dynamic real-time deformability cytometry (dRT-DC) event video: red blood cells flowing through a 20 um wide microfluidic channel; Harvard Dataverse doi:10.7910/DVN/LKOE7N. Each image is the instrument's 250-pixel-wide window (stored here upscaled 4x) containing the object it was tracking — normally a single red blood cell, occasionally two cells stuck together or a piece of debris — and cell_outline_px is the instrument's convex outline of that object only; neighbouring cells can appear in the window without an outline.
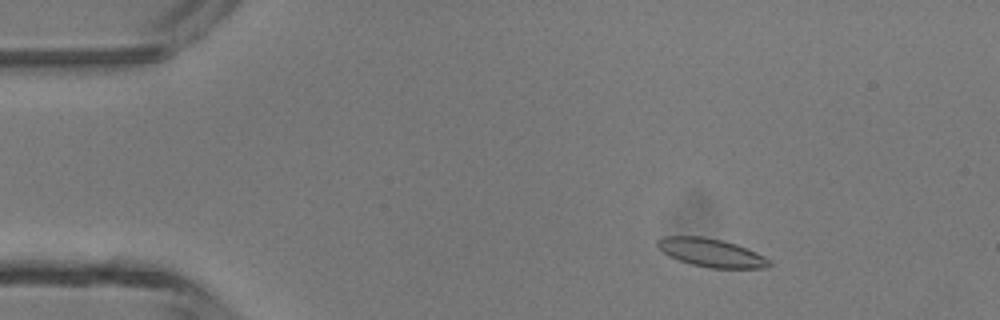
{"species": "common noctule bat (a hibernating species)", "species_latin": "Nyctalus noctula", "temperature_condition": "room temperature", "stored_images_in_passage": 46, "camera_frame_rate_fps": 3000, "um_per_image_px": 0.085, "animal": {"sex": "male", "body_mass_g": 13.3}, "frame": {"image": 1, "passage_image": 6, "time_ms": 1.667, "image_size_px": [1000, 320], "cell_outline_px": [[772, 264], [768, 268], [708, 268], [692, 264], [668, 256], [656, 244], [656, 240], [664, 236], [704, 236], [736, 244], [756, 252], [764, 256]], "centroid_in_image_um": [60.45, 21.48], "position_along_channel_um": 24.6, "area_um2": 18.38}}
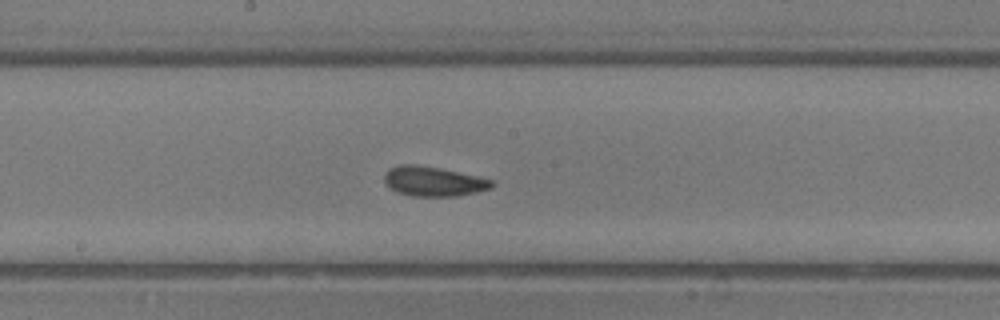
{"frame": {"image": 2, "passage_image": 24, "time_ms": 7.667, "image_size_px": [1000, 320], "cell_outline_px": [[496, 184], [492, 188], [476, 192], [456, 196], [412, 196], [396, 192], [384, 184], [384, 172], [388, 168], [400, 164], [416, 164], [440, 168], [476, 176], [492, 180]], "centroid_in_image_um": [36.79, 15.41], "position_along_channel_um": 211.4, "area_um2": 18.79}}
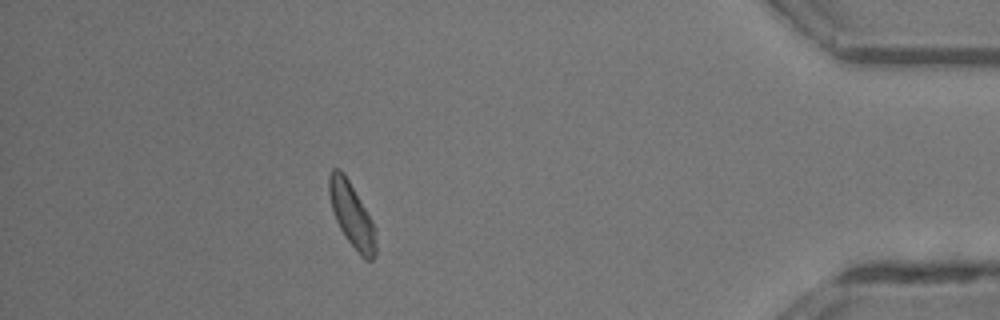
{"frame": {"image": 3, "passage_image": 41, "time_ms": 13.333, "image_size_px": [1000, 320], "cell_outline_px": [[376, 256], [372, 260], [364, 260], [360, 256], [344, 236], [336, 220], [332, 208], [328, 192], [328, 176], [332, 168], [340, 168], [344, 172], [372, 220], [376, 244]], "centroid_in_image_um": [29.88, 18.27], "position_along_channel_um": 405.3, "area_um2": 17.57}, "authors_computed_cell_mechanics": {"area_um2": 18.1492, "velocity_mm_per_s": 4.3307, "shape_relaxation_time_tau1_ms": 1.8081, "shape_relaxation_time_tau2_ms": 1.4658, "deformation_change_tau1": 0.0852, "deformation_change_tau2": 0.0676}}